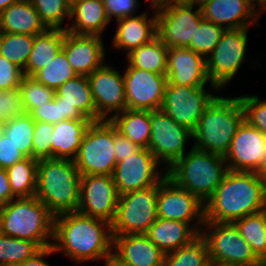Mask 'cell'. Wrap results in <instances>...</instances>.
<instances>
[{
    "label": "cell",
    "mask_w": 266,
    "mask_h": 266,
    "mask_svg": "<svg viewBox=\"0 0 266 266\" xmlns=\"http://www.w3.org/2000/svg\"><path fill=\"white\" fill-rule=\"evenodd\" d=\"M52 248L76 263L113 257L112 226L109 222L79 212L54 217Z\"/></svg>",
    "instance_id": "6da1fadb"
},
{
    "label": "cell",
    "mask_w": 266,
    "mask_h": 266,
    "mask_svg": "<svg viewBox=\"0 0 266 266\" xmlns=\"http://www.w3.org/2000/svg\"><path fill=\"white\" fill-rule=\"evenodd\" d=\"M266 188L257 172L228 170L205 203V221L233 223L264 210Z\"/></svg>",
    "instance_id": "7a4b0ae2"
},
{
    "label": "cell",
    "mask_w": 266,
    "mask_h": 266,
    "mask_svg": "<svg viewBox=\"0 0 266 266\" xmlns=\"http://www.w3.org/2000/svg\"><path fill=\"white\" fill-rule=\"evenodd\" d=\"M80 189L81 174L74 161L56 158L39 160L35 197L54 216L77 211Z\"/></svg>",
    "instance_id": "3957f363"
},
{
    "label": "cell",
    "mask_w": 266,
    "mask_h": 266,
    "mask_svg": "<svg viewBox=\"0 0 266 266\" xmlns=\"http://www.w3.org/2000/svg\"><path fill=\"white\" fill-rule=\"evenodd\" d=\"M54 217L35 196L15 198L0 206L1 234L29 240L46 249L52 247Z\"/></svg>",
    "instance_id": "277c9868"
},
{
    "label": "cell",
    "mask_w": 266,
    "mask_h": 266,
    "mask_svg": "<svg viewBox=\"0 0 266 266\" xmlns=\"http://www.w3.org/2000/svg\"><path fill=\"white\" fill-rule=\"evenodd\" d=\"M244 110L239 97L216 96L206 107L193 130V147L225 156L239 125Z\"/></svg>",
    "instance_id": "5b68a950"
},
{
    "label": "cell",
    "mask_w": 266,
    "mask_h": 266,
    "mask_svg": "<svg viewBox=\"0 0 266 266\" xmlns=\"http://www.w3.org/2000/svg\"><path fill=\"white\" fill-rule=\"evenodd\" d=\"M227 171L224 156L192 146L187 154L167 170V177L205 204L213 196Z\"/></svg>",
    "instance_id": "8992f818"
},
{
    "label": "cell",
    "mask_w": 266,
    "mask_h": 266,
    "mask_svg": "<svg viewBox=\"0 0 266 266\" xmlns=\"http://www.w3.org/2000/svg\"><path fill=\"white\" fill-rule=\"evenodd\" d=\"M74 162L81 175H113L117 162L110 120L94 121L88 126Z\"/></svg>",
    "instance_id": "52a82bcc"
},
{
    "label": "cell",
    "mask_w": 266,
    "mask_h": 266,
    "mask_svg": "<svg viewBox=\"0 0 266 266\" xmlns=\"http://www.w3.org/2000/svg\"><path fill=\"white\" fill-rule=\"evenodd\" d=\"M158 185L119 195L112 235L145 234L158 218Z\"/></svg>",
    "instance_id": "ba28073f"
},
{
    "label": "cell",
    "mask_w": 266,
    "mask_h": 266,
    "mask_svg": "<svg viewBox=\"0 0 266 266\" xmlns=\"http://www.w3.org/2000/svg\"><path fill=\"white\" fill-rule=\"evenodd\" d=\"M202 227H206L202 228L200 235L207 243L210 262H227L245 266L263 264L233 223L205 221Z\"/></svg>",
    "instance_id": "9c48e42d"
},
{
    "label": "cell",
    "mask_w": 266,
    "mask_h": 266,
    "mask_svg": "<svg viewBox=\"0 0 266 266\" xmlns=\"http://www.w3.org/2000/svg\"><path fill=\"white\" fill-rule=\"evenodd\" d=\"M248 29H226L206 59L211 89L220 90L236 76L246 58Z\"/></svg>",
    "instance_id": "30bf717a"
},
{
    "label": "cell",
    "mask_w": 266,
    "mask_h": 266,
    "mask_svg": "<svg viewBox=\"0 0 266 266\" xmlns=\"http://www.w3.org/2000/svg\"><path fill=\"white\" fill-rule=\"evenodd\" d=\"M151 130L148 149L168 170L185 155V145L193 132L177 124L162 109L151 111Z\"/></svg>",
    "instance_id": "8fae6325"
},
{
    "label": "cell",
    "mask_w": 266,
    "mask_h": 266,
    "mask_svg": "<svg viewBox=\"0 0 266 266\" xmlns=\"http://www.w3.org/2000/svg\"><path fill=\"white\" fill-rule=\"evenodd\" d=\"M216 97L205 86H179L167 82L161 109L192 132L206 107Z\"/></svg>",
    "instance_id": "7c38bea8"
},
{
    "label": "cell",
    "mask_w": 266,
    "mask_h": 266,
    "mask_svg": "<svg viewBox=\"0 0 266 266\" xmlns=\"http://www.w3.org/2000/svg\"><path fill=\"white\" fill-rule=\"evenodd\" d=\"M191 4L156 8L157 37L169 47H189L201 20V9Z\"/></svg>",
    "instance_id": "4fadbf2b"
},
{
    "label": "cell",
    "mask_w": 266,
    "mask_h": 266,
    "mask_svg": "<svg viewBox=\"0 0 266 266\" xmlns=\"http://www.w3.org/2000/svg\"><path fill=\"white\" fill-rule=\"evenodd\" d=\"M160 162L149 151L141 148L133 156H128L125 160L117 162L113 180L119 195L128 192L145 189L159 183L167 176V170L163 174L158 171L157 167Z\"/></svg>",
    "instance_id": "5bb4252c"
},
{
    "label": "cell",
    "mask_w": 266,
    "mask_h": 266,
    "mask_svg": "<svg viewBox=\"0 0 266 266\" xmlns=\"http://www.w3.org/2000/svg\"><path fill=\"white\" fill-rule=\"evenodd\" d=\"M119 194L110 175H81L80 202L77 212L113 223Z\"/></svg>",
    "instance_id": "9a60e30c"
},
{
    "label": "cell",
    "mask_w": 266,
    "mask_h": 266,
    "mask_svg": "<svg viewBox=\"0 0 266 266\" xmlns=\"http://www.w3.org/2000/svg\"><path fill=\"white\" fill-rule=\"evenodd\" d=\"M157 216L189 224L195 219V226H203L205 204L197 196L177 186L166 176L158 185Z\"/></svg>",
    "instance_id": "2e32d148"
},
{
    "label": "cell",
    "mask_w": 266,
    "mask_h": 266,
    "mask_svg": "<svg viewBox=\"0 0 266 266\" xmlns=\"http://www.w3.org/2000/svg\"><path fill=\"white\" fill-rule=\"evenodd\" d=\"M224 157L228 170L258 172L266 164V135L243 120Z\"/></svg>",
    "instance_id": "e0dca14e"
},
{
    "label": "cell",
    "mask_w": 266,
    "mask_h": 266,
    "mask_svg": "<svg viewBox=\"0 0 266 266\" xmlns=\"http://www.w3.org/2000/svg\"><path fill=\"white\" fill-rule=\"evenodd\" d=\"M103 64L88 75L92 98L96 106L97 121L110 120L112 115L127 109L123 74Z\"/></svg>",
    "instance_id": "ac0fdd59"
},
{
    "label": "cell",
    "mask_w": 266,
    "mask_h": 266,
    "mask_svg": "<svg viewBox=\"0 0 266 266\" xmlns=\"http://www.w3.org/2000/svg\"><path fill=\"white\" fill-rule=\"evenodd\" d=\"M127 109L152 111L161 109L166 85V74H156L127 65L123 74Z\"/></svg>",
    "instance_id": "d6986e66"
},
{
    "label": "cell",
    "mask_w": 266,
    "mask_h": 266,
    "mask_svg": "<svg viewBox=\"0 0 266 266\" xmlns=\"http://www.w3.org/2000/svg\"><path fill=\"white\" fill-rule=\"evenodd\" d=\"M54 98L57 104H60L61 121H97L96 106L92 98L88 76L76 75L69 79L55 91Z\"/></svg>",
    "instance_id": "ffe728a7"
},
{
    "label": "cell",
    "mask_w": 266,
    "mask_h": 266,
    "mask_svg": "<svg viewBox=\"0 0 266 266\" xmlns=\"http://www.w3.org/2000/svg\"><path fill=\"white\" fill-rule=\"evenodd\" d=\"M167 79L179 86H205L210 81L206 58L188 47H169Z\"/></svg>",
    "instance_id": "44dd1931"
},
{
    "label": "cell",
    "mask_w": 266,
    "mask_h": 266,
    "mask_svg": "<svg viewBox=\"0 0 266 266\" xmlns=\"http://www.w3.org/2000/svg\"><path fill=\"white\" fill-rule=\"evenodd\" d=\"M102 41L98 35H75L66 31L62 49L76 75L88 76L104 64Z\"/></svg>",
    "instance_id": "7402d4cb"
},
{
    "label": "cell",
    "mask_w": 266,
    "mask_h": 266,
    "mask_svg": "<svg viewBox=\"0 0 266 266\" xmlns=\"http://www.w3.org/2000/svg\"><path fill=\"white\" fill-rule=\"evenodd\" d=\"M113 236V258L124 266H163L165 253L145 234Z\"/></svg>",
    "instance_id": "603a6c76"
},
{
    "label": "cell",
    "mask_w": 266,
    "mask_h": 266,
    "mask_svg": "<svg viewBox=\"0 0 266 266\" xmlns=\"http://www.w3.org/2000/svg\"><path fill=\"white\" fill-rule=\"evenodd\" d=\"M200 9L205 20L225 29L249 28L261 12L254 0H210Z\"/></svg>",
    "instance_id": "cb8c5ba5"
},
{
    "label": "cell",
    "mask_w": 266,
    "mask_h": 266,
    "mask_svg": "<svg viewBox=\"0 0 266 266\" xmlns=\"http://www.w3.org/2000/svg\"><path fill=\"white\" fill-rule=\"evenodd\" d=\"M152 18L147 12L117 20V31L112 40V46L117 50L126 51V55L141 45L150 42L157 36V12Z\"/></svg>",
    "instance_id": "d4e9b609"
},
{
    "label": "cell",
    "mask_w": 266,
    "mask_h": 266,
    "mask_svg": "<svg viewBox=\"0 0 266 266\" xmlns=\"http://www.w3.org/2000/svg\"><path fill=\"white\" fill-rule=\"evenodd\" d=\"M187 222L157 218L145 235L165 254L190 244L202 230V226Z\"/></svg>",
    "instance_id": "484cf974"
},
{
    "label": "cell",
    "mask_w": 266,
    "mask_h": 266,
    "mask_svg": "<svg viewBox=\"0 0 266 266\" xmlns=\"http://www.w3.org/2000/svg\"><path fill=\"white\" fill-rule=\"evenodd\" d=\"M73 24L66 27L75 35L101 36L110 20L107 17L103 0H78L71 5L70 20Z\"/></svg>",
    "instance_id": "4316f807"
},
{
    "label": "cell",
    "mask_w": 266,
    "mask_h": 266,
    "mask_svg": "<svg viewBox=\"0 0 266 266\" xmlns=\"http://www.w3.org/2000/svg\"><path fill=\"white\" fill-rule=\"evenodd\" d=\"M30 0H20L0 13V32L37 35L46 30Z\"/></svg>",
    "instance_id": "83f0119b"
},
{
    "label": "cell",
    "mask_w": 266,
    "mask_h": 266,
    "mask_svg": "<svg viewBox=\"0 0 266 266\" xmlns=\"http://www.w3.org/2000/svg\"><path fill=\"white\" fill-rule=\"evenodd\" d=\"M91 120H64L54 124L52 158L74 161Z\"/></svg>",
    "instance_id": "f1b7e54d"
},
{
    "label": "cell",
    "mask_w": 266,
    "mask_h": 266,
    "mask_svg": "<svg viewBox=\"0 0 266 266\" xmlns=\"http://www.w3.org/2000/svg\"><path fill=\"white\" fill-rule=\"evenodd\" d=\"M66 31V29L47 28L44 32L35 35L32 51L23 70L25 76H33L54 59L63 47Z\"/></svg>",
    "instance_id": "f546056e"
},
{
    "label": "cell",
    "mask_w": 266,
    "mask_h": 266,
    "mask_svg": "<svg viewBox=\"0 0 266 266\" xmlns=\"http://www.w3.org/2000/svg\"><path fill=\"white\" fill-rule=\"evenodd\" d=\"M111 123L117 131L140 148L148 149L151 134V111L125 109L112 115Z\"/></svg>",
    "instance_id": "4dcf8cb0"
},
{
    "label": "cell",
    "mask_w": 266,
    "mask_h": 266,
    "mask_svg": "<svg viewBox=\"0 0 266 266\" xmlns=\"http://www.w3.org/2000/svg\"><path fill=\"white\" fill-rule=\"evenodd\" d=\"M167 53L168 47L156 36L127 54L126 61L131 67L156 74H166Z\"/></svg>",
    "instance_id": "1f68e13d"
},
{
    "label": "cell",
    "mask_w": 266,
    "mask_h": 266,
    "mask_svg": "<svg viewBox=\"0 0 266 266\" xmlns=\"http://www.w3.org/2000/svg\"><path fill=\"white\" fill-rule=\"evenodd\" d=\"M255 255L266 263V213L264 210L249 214L233 222Z\"/></svg>",
    "instance_id": "d6a6232c"
},
{
    "label": "cell",
    "mask_w": 266,
    "mask_h": 266,
    "mask_svg": "<svg viewBox=\"0 0 266 266\" xmlns=\"http://www.w3.org/2000/svg\"><path fill=\"white\" fill-rule=\"evenodd\" d=\"M38 162L37 159L26 157L6 169L12 193L16 198L35 196Z\"/></svg>",
    "instance_id": "836d02e7"
},
{
    "label": "cell",
    "mask_w": 266,
    "mask_h": 266,
    "mask_svg": "<svg viewBox=\"0 0 266 266\" xmlns=\"http://www.w3.org/2000/svg\"><path fill=\"white\" fill-rule=\"evenodd\" d=\"M163 266H210L205 239L199 235L190 244L166 254Z\"/></svg>",
    "instance_id": "e575fe53"
},
{
    "label": "cell",
    "mask_w": 266,
    "mask_h": 266,
    "mask_svg": "<svg viewBox=\"0 0 266 266\" xmlns=\"http://www.w3.org/2000/svg\"><path fill=\"white\" fill-rule=\"evenodd\" d=\"M34 39L35 35L0 32V55L24 70Z\"/></svg>",
    "instance_id": "d590c367"
},
{
    "label": "cell",
    "mask_w": 266,
    "mask_h": 266,
    "mask_svg": "<svg viewBox=\"0 0 266 266\" xmlns=\"http://www.w3.org/2000/svg\"><path fill=\"white\" fill-rule=\"evenodd\" d=\"M35 121L29 113L5 121L4 134L22 154L32 158Z\"/></svg>",
    "instance_id": "8d00e7d4"
},
{
    "label": "cell",
    "mask_w": 266,
    "mask_h": 266,
    "mask_svg": "<svg viewBox=\"0 0 266 266\" xmlns=\"http://www.w3.org/2000/svg\"><path fill=\"white\" fill-rule=\"evenodd\" d=\"M41 249L29 240L0 233V266H18L32 258Z\"/></svg>",
    "instance_id": "74e56055"
},
{
    "label": "cell",
    "mask_w": 266,
    "mask_h": 266,
    "mask_svg": "<svg viewBox=\"0 0 266 266\" xmlns=\"http://www.w3.org/2000/svg\"><path fill=\"white\" fill-rule=\"evenodd\" d=\"M75 76L76 73L67 60L65 51L61 49L47 66L41 68L32 77L56 91L63 83Z\"/></svg>",
    "instance_id": "f35d334b"
},
{
    "label": "cell",
    "mask_w": 266,
    "mask_h": 266,
    "mask_svg": "<svg viewBox=\"0 0 266 266\" xmlns=\"http://www.w3.org/2000/svg\"><path fill=\"white\" fill-rule=\"evenodd\" d=\"M30 2L46 28L66 29L62 25L65 19H70L71 8L67 0H30Z\"/></svg>",
    "instance_id": "ab89813d"
},
{
    "label": "cell",
    "mask_w": 266,
    "mask_h": 266,
    "mask_svg": "<svg viewBox=\"0 0 266 266\" xmlns=\"http://www.w3.org/2000/svg\"><path fill=\"white\" fill-rule=\"evenodd\" d=\"M225 30V28L203 18L188 48L207 59L222 38Z\"/></svg>",
    "instance_id": "60d3db41"
},
{
    "label": "cell",
    "mask_w": 266,
    "mask_h": 266,
    "mask_svg": "<svg viewBox=\"0 0 266 266\" xmlns=\"http://www.w3.org/2000/svg\"><path fill=\"white\" fill-rule=\"evenodd\" d=\"M19 89L26 113L54 99L55 90L39 83L32 76H23Z\"/></svg>",
    "instance_id": "b9f144b4"
},
{
    "label": "cell",
    "mask_w": 266,
    "mask_h": 266,
    "mask_svg": "<svg viewBox=\"0 0 266 266\" xmlns=\"http://www.w3.org/2000/svg\"><path fill=\"white\" fill-rule=\"evenodd\" d=\"M54 124L35 122L32 142V158L41 160L52 158V138Z\"/></svg>",
    "instance_id": "7bdbcfd3"
},
{
    "label": "cell",
    "mask_w": 266,
    "mask_h": 266,
    "mask_svg": "<svg viewBox=\"0 0 266 266\" xmlns=\"http://www.w3.org/2000/svg\"><path fill=\"white\" fill-rule=\"evenodd\" d=\"M238 97L244 110V120L266 135V99L262 101L255 95Z\"/></svg>",
    "instance_id": "ee69618b"
},
{
    "label": "cell",
    "mask_w": 266,
    "mask_h": 266,
    "mask_svg": "<svg viewBox=\"0 0 266 266\" xmlns=\"http://www.w3.org/2000/svg\"><path fill=\"white\" fill-rule=\"evenodd\" d=\"M23 70L0 55V90H14L19 88L23 78Z\"/></svg>",
    "instance_id": "f6af8a7d"
},
{
    "label": "cell",
    "mask_w": 266,
    "mask_h": 266,
    "mask_svg": "<svg viewBox=\"0 0 266 266\" xmlns=\"http://www.w3.org/2000/svg\"><path fill=\"white\" fill-rule=\"evenodd\" d=\"M1 100L2 120L6 121L26 113L19 88L2 91Z\"/></svg>",
    "instance_id": "bcb514c9"
},
{
    "label": "cell",
    "mask_w": 266,
    "mask_h": 266,
    "mask_svg": "<svg viewBox=\"0 0 266 266\" xmlns=\"http://www.w3.org/2000/svg\"><path fill=\"white\" fill-rule=\"evenodd\" d=\"M108 19L116 21L122 18L134 16V11L139 7V0H103Z\"/></svg>",
    "instance_id": "7dc6e473"
},
{
    "label": "cell",
    "mask_w": 266,
    "mask_h": 266,
    "mask_svg": "<svg viewBox=\"0 0 266 266\" xmlns=\"http://www.w3.org/2000/svg\"><path fill=\"white\" fill-rule=\"evenodd\" d=\"M26 158L12 141L3 133L0 136V168L7 169Z\"/></svg>",
    "instance_id": "c3c4849f"
},
{
    "label": "cell",
    "mask_w": 266,
    "mask_h": 266,
    "mask_svg": "<svg viewBox=\"0 0 266 266\" xmlns=\"http://www.w3.org/2000/svg\"><path fill=\"white\" fill-rule=\"evenodd\" d=\"M30 115L35 122L59 123L61 122L60 104H57L54 98L49 103L36 107Z\"/></svg>",
    "instance_id": "681fc988"
},
{
    "label": "cell",
    "mask_w": 266,
    "mask_h": 266,
    "mask_svg": "<svg viewBox=\"0 0 266 266\" xmlns=\"http://www.w3.org/2000/svg\"><path fill=\"white\" fill-rule=\"evenodd\" d=\"M114 146H115V156L116 162H121L128 158V156H133L141 148L131 142L127 137L121 135L117 128L114 126Z\"/></svg>",
    "instance_id": "f907efd6"
},
{
    "label": "cell",
    "mask_w": 266,
    "mask_h": 266,
    "mask_svg": "<svg viewBox=\"0 0 266 266\" xmlns=\"http://www.w3.org/2000/svg\"><path fill=\"white\" fill-rule=\"evenodd\" d=\"M15 198L10 187L7 170L0 168V206L7 204Z\"/></svg>",
    "instance_id": "816d5d0a"
},
{
    "label": "cell",
    "mask_w": 266,
    "mask_h": 266,
    "mask_svg": "<svg viewBox=\"0 0 266 266\" xmlns=\"http://www.w3.org/2000/svg\"><path fill=\"white\" fill-rule=\"evenodd\" d=\"M54 253L55 252L52 247L41 249L32 258L27 259L18 266H51L47 261L44 260V257Z\"/></svg>",
    "instance_id": "f5cc1de1"
},
{
    "label": "cell",
    "mask_w": 266,
    "mask_h": 266,
    "mask_svg": "<svg viewBox=\"0 0 266 266\" xmlns=\"http://www.w3.org/2000/svg\"><path fill=\"white\" fill-rule=\"evenodd\" d=\"M192 0H162L155 8H163L173 4H190Z\"/></svg>",
    "instance_id": "db71d44e"
},
{
    "label": "cell",
    "mask_w": 266,
    "mask_h": 266,
    "mask_svg": "<svg viewBox=\"0 0 266 266\" xmlns=\"http://www.w3.org/2000/svg\"><path fill=\"white\" fill-rule=\"evenodd\" d=\"M20 0H0V13L8 8L11 4Z\"/></svg>",
    "instance_id": "11a10c76"
},
{
    "label": "cell",
    "mask_w": 266,
    "mask_h": 266,
    "mask_svg": "<svg viewBox=\"0 0 266 266\" xmlns=\"http://www.w3.org/2000/svg\"><path fill=\"white\" fill-rule=\"evenodd\" d=\"M260 180L266 188V164L261 167V169L257 172Z\"/></svg>",
    "instance_id": "9f6ffc18"
},
{
    "label": "cell",
    "mask_w": 266,
    "mask_h": 266,
    "mask_svg": "<svg viewBox=\"0 0 266 266\" xmlns=\"http://www.w3.org/2000/svg\"><path fill=\"white\" fill-rule=\"evenodd\" d=\"M210 266H245V265L227 263V262H210Z\"/></svg>",
    "instance_id": "6f0895ef"
},
{
    "label": "cell",
    "mask_w": 266,
    "mask_h": 266,
    "mask_svg": "<svg viewBox=\"0 0 266 266\" xmlns=\"http://www.w3.org/2000/svg\"><path fill=\"white\" fill-rule=\"evenodd\" d=\"M255 5L258 4V7L260 8V11H264L266 10V0H254Z\"/></svg>",
    "instance_id": "680465c9"
},
{
    "label": "cell",
    "mask_w": 266,
    "mask_h": 266,
    "mask_svg": "<svg viewBox=\"0 0 266 266\" xmlns=\"http://www.w3.org/2000/svg\"><path fill=\"white\" fill-rule=\"evenodd\" d=\"M105 266H124L122 264H120L119 262H117L113 257H111L110 259H108L105 264Z\"/></svg>",
    "instance_id": "91938a15"
},
{
    "label": "cell",
    "mask_w": 266,
    "mask_h": 266,
    "mask_svg": "<svg viewBox=\"0 0 266 266\" xmlns=\"http://www.w3.org/2000/svg\"><path fill=\"white\" fill-rule=\"evenodd\" d=\"M210 0H192L191 1V5L195 6V7H202L205 3H207Z\"/></svg>",
    "instance_id": "94428289"
},
{
    "label": "cell",
    "mask_w": 266,
    "mask_h": 266,
    "mask_svg": "<svg viewBox=\"0 0 266 266\" xmlns=\"http://www.w3.org/2000/svg\"><path fill=\"white\" fill-rule=\"evenodd\" d=\"M5 120L0 119V136L4 133Z\"/></svg>",
    "instance_id": "6125c7cd"
},
{
    "label": "cell",
    "mask_w": 266,
    "mask_h": 266,
    "mask_svg": "<svg viewBox=\"0 0 266 266\" xmlns=\"http://www.w3.org/2000/svg\"><path fill=\"white\" fill-rule=\"evenodd\" d=\"M151 7H156L162 0H149Z\"/></svg>",
    "instance_id": "be15d7a7"
},
{
    "label": "cell",
    "mask_w": 266,
    "mask_h": 266,
    "mask_svg": "<svg viewBox=\"0 0 266 266\" xmlns=\"http://www.w3.org/2000/svg\"><path fill=\"white\" fill-rule=\"evenodd\" d=\"M1 97H2V91L0 90V119H2V100H1Z\"/></svg>",
    "instance_id": "e7e4bbea"
},
{
    "label": "cell",
    "mask_w": 266,
    "mask_h": 266,
    "mask_svg": "<svg viewBox=\"0 0 266 266\" xmlns=\"http://www.w3.org/2000/svg\"><path fill=\"white\" fill-rule=\"evenodd\" d=\"M76 1H78V0H67V2L70 4V5H72L74 2H76Z\"/></svg>",
    "instance_id": "03108f58"
},
{
    "label": "cell",
    "mask_w": 266,
    "mask_h": 266,
    "mask_svg": "<svg viewBox=\"0 0 266 266\" xmlns=\"http://www.w3.org/2000/svg\"><path fill=\"white\" fill-rule=\"evenodd\" d=\"M264 211L266 213V200H265V205H264Z\"/></svg>",
    "instance_id": "003e7915"
}]
</instances>
